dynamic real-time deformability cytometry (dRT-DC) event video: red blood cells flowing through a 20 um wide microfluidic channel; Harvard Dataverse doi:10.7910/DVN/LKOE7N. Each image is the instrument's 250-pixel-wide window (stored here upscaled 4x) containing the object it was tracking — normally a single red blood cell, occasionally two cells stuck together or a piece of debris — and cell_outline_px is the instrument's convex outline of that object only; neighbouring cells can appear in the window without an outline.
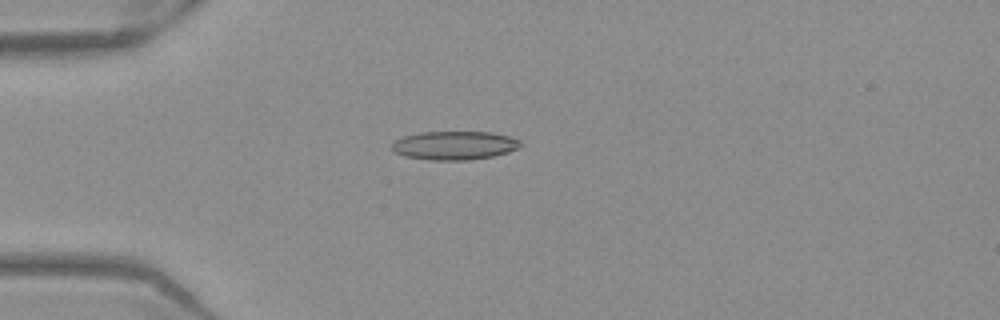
{"species": "Egyptian fruit bat (a non-hibernating species)", "species_latin": "Rousettus aegyptiacus", "temperature_condition": "warm", "stored_images_in_passage": 52, "camera_frame_rate_fps": 3000, "um_per_image_px": 0.085, "frame": {"image": 1, "passage_image": 14, "time_ms": 4.333, "image_size_px": [1000, 320], "cell_outline_px": [[524, 144], [520, 148], [508, 152], [492, 156], [468, 160], [428, 160], [404, 156], [392, 152], [392, 144], [396, 140], [404, 136], [420, 132], [492, 132], [508, 136], [520, 140]], "centroid_in_image_um": [38.64, 12.36], "position_along_channel_um": 46.4, "area_um2": 21.62}}
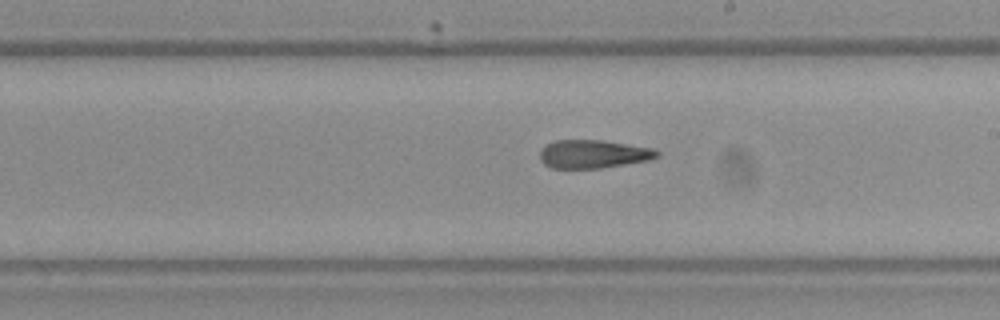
{"frame": {"image": 2, "passage_image": 30, "time_ms": 9.667, "image_size_px": [1000, 320], "cell_outline_px": [[660, 156], [648, 160], [600, 168], [552, 168], [544, 164], [540, 160], [540, 152], [548, 144], [556, 140], [600, 140], [656, 148], [660, 152]], "centroid_in_image_um": [50.47, 13.09], "position_along_channel_um": 238.5, "area_um2": 19.25}}
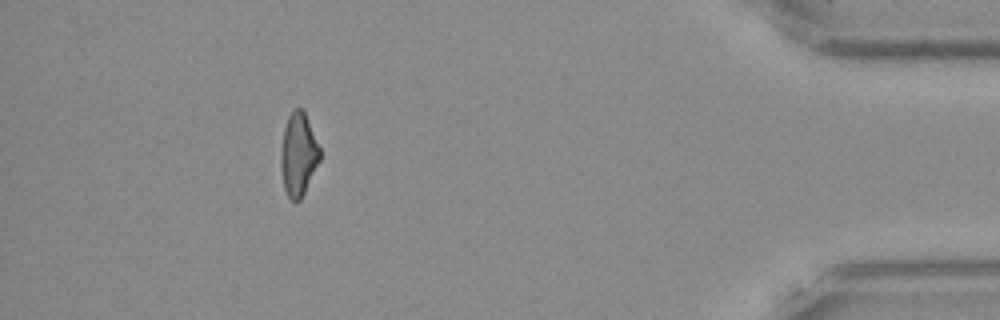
{"frame": {"image": 3, "passage_image": 47, "time_ms": 15.333, "image_size_px": [1000, 320], "cell_outline_px": [[320, 160], [300, 200], [296, 204], [288, 196], [284, 188], [280, 164], [280, 148], [284, 128], [288, 116], [296, 108], [300, 108], [304, 112], [320, 148]], "centroid_in_image_um": [25.34, 13.15], "position_along_channel_um": 409.9, "area_um2": 18.73}, "authors_computed_cell_mechanics": {"area_um2": 20.0566, "velocity_mm_per_s": 3.9634, "shape_relaxation_time_tau1_ms": 9.5641, "shape_relaxation_time_tau2_ms": 4.828, "deformation_change_tau1": 0.2528, "deformation_change_tau2": 0.1829}}